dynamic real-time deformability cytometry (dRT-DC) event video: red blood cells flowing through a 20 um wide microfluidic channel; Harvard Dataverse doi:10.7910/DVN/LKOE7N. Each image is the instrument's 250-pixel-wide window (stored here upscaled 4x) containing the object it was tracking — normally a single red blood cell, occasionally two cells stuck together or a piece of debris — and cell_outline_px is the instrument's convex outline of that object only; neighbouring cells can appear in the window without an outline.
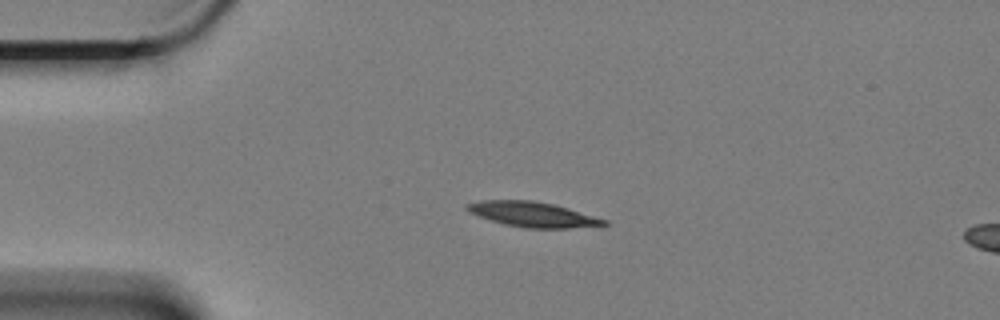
{"species": "Egyptian fruit bat (a non-hibernating species)", "species_latin": "Rousettus aegyptiacus", "temperature_condition": "cold", "stored_images_in_passage": 18, "camera_frame_rate_fps": 3000, "um_per_image_px": 0.085, "animal": {"sex": "female"}, "frame": {"image": 1, "passage_image": 13, "time_ms": 4.0, "image_size_px": [1000, 320], "cell_outline_px": [[608, 224], [568, 228], [524, 228], [504, 224], [468, 212], [464, 208], [464, 204], [480, 200], [532, 200], [552, 204], [568, 208], [608, 220]], "centroid_in_image_um": [45.23, 18.21], "position_along_channel_um": 39.8, "area_um2": 19.88}}